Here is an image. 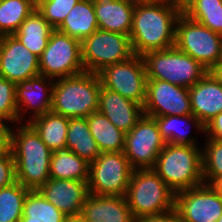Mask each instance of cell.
Segmentation results:
<instances>
[{
  "label": "cell",
  "mask_w": 222,
  "mask_h": 222,
  "mask_svg": "<svg viewBox=\"0 0 222 222\" xmlns=\"http://www.w3.org/2000/svg\"><path fill=\"white\" fill-rule=\"evenodd\" d=\"M16 182L15 162L12 152L0 154V188L7 187Z\"/></svg>",
  "instance_id": "d590c367"
},
{
  "label": "cell",
  "mask_w": 222,
  "mask_h": 222,
  "mask_svg": "<svg viewBox=\"0 0 222 222\" xmlns=\"http://www.w3.org/2000/svg\"><path fill=\"white\" fill-rule=\"evenodd\" d=\"M218 64H222V48H221V53H220V58H219V63Z\"/></svg>",
  "instance_id": "f6af8a7d"
},
{
  "label": "cell",
  "mask_w": 222,
  "mask_h": 222,
  "mask_svg": "<svg viewBox=\"0 0 222 222\" xmlns=\"http://www.w3.org/2000/svg\"><path fill=\"white\" fill-rule=\"evenodd\" d=\"M216 222H222V215L220 216V218Z\"/></svg>",
  "instance_id": "bcb514c9"
},
{
  "label": "cell",
  "mask_w": 222,
  "mask_h": 222,
  "mask_svg": "<svg viewBox=\"0 0 222 222\" xmlns=\"http://www.w3.org/2000/svg\"><path fill=\"white\" fill-rule=\"evenodd\" d=\"M66 147L84 159L92 163L100 155L101 151L94 140L86 118H69Z\"/></svg>",
  "instance_id": "484cf974"
},
{
  "label": "cell",
  "mask_w": 222,
  "mask_h": 222,
  "mask_svg": "<svg viewBox=\"0 0 222 222\" xmlns=\"http://www.w3.org/2000/svg\"><path fill=\"white\" fill-rule=\"evenodd\" d=\"M142 58L147 79L167 81L188 89L209 72L200 62L175 46L147 52Z\"/></svg>",
  "instance_id": "8992f818"
},
{
  "label": "cell",
  "mask_w": 222,
  "mask_h": 222,
  "mask_svg": "<svg viewBox=\"0 0 222 222\" xmlns=\"http://www.w3.org/2000/svg\"><path fill=\"white\" fill-rule=\"evenodd\" d=\"M54 28L35 9L14 34L32 53L40 57L44 52Z\"/></svg>",
  "instance_id": "cb8c5ba5"
},
{
  "label": "cell",
  "mask_w": 222,
  "mask_h": 222,
  "mask_svg": "<svg viewBox=\"0 0 222 222\" xmlns=\"http://www.w3.org/2000/svg\"><path fill=\"white\" fill-rule=\"evenodd\" d=\"M133 171L123 151L100 153L89 164V194L125 196Z\"/></svg>",
  "instance_id": "9c48e42d"
},
{
  "label": "cell",
  "mask_w": 222,
  "mask_h": 222,
  "mask_svg": "<svg viewBox=\"0 0 222 222\" xmlns=\"http://www.w3.org/2000/svg\"><path fill=\"white\" fill-rule=\"evenodd\" d=\"M137 1H152V2H168V3H174L175 0H137Z\"/></svg>",
  "instance_id": "ee69618b"
},
{
  "label": "cell",
  "mask_w": 222,
  "mask_h": 222,
  "mask_svg": "<svg viewBox=\"0 0 222 222\" xmlns=\"http://www.w3.org/2000/svg\"><path fill=\"white\" fill-rule=\"evenodd\" d=\"M85 222H135L125 196L89 194L80 214Z\"/></svg>",
  "instance_id": "ffe728a7"
},
{
  "label": "cell",
  "mask_w": 222,
  "mask_h": 222,
  "mask_svg": "<svg viewBox=\"0 0 222 222\" xmlns=\"http://www.w3.org/2000/svg\"><path fill=\"white\" fill-rule=\"evenodd\" d=\"M176 193L204 184L201 146L166 143L152 168Z\"/></svg>",
  "instance_id": "277c9868"
},
{
  "label": "cell",
  "mask_w": 222,
  "mask_h": 222,
  "mask_svg": "<svg viewBox=\"0 0 222 222\" xmlns=\"http://www.w3.org/2000/svg\"><path fill=\"white\" fill-rule=\"evenodd\" d=\"M29 123L52 152L66 147L69 118L51 111L33 118Z\"/></svg>",
  "instance_id": "83f0119b"
},
{
  "label": "cell",
  "mask_w": 222,
  "mask_h": 222,
  "mask_svg": "<svg viewBox=\"0 0 222 222\" xmlns=\"http://www.w3.org/2000/svg\"><path fill=\"white\" fill-rule=\"evenodd\" d=\"M50 178L88 181L89 163L68 147L58 148L51 154Z\"/></svg>",
  "instance_id": "d4e9b609"
},
{
  "label": "cell",
  "mask_w": 222,
  "mask_h": 222,
  "mask_svg": "<svg viewBox=\"0 0 222 222\" xmlns=\"http://www.w3.org/2000/svg\"><path fill=\"white\" fill-rule=\"evenodd\" d=\"M98 73L80 74L54 80L51 111L67 118H86L98 111Z\"/></svg>",
  "instance_id": "3957f363"
},
{
  "label": "cell",
  "mask_w": 222,
  "mask_h": 222,
  "mask_svg": "<svg viewBox=\"0 0 222 222\" xmlns=\"http://www.w3.org/2000/svg\"><path fill=\"white\" fill-rule=\"evenodd\" d=\"M14 125L15 123L13 121L0 118V154L11 151V140Z\"/></svg>",
  "instance_id": "8d00e7d4"
},
{
  "label": "cell",
  "mask_w": 222,
  "mask_h": 222,
  "mask_svg": "<svg viewBox=\"0 0 222 222\" xmlns=\"http://www.w3.org/2000/svg\"><path fill=\"white\" fill-rule=\"evenodd\" d=\"M35 9V0H1L0 36L14 35Z\"/></svg>",
  "instance_id": "f546056e"
},
{
  "label": "cell",
  "mask_w": 222,
  "mask_h": 222,
  "mask_svg": "<svg viewBox=\"0 0 222 222\" xmlns=\"http://www.w3.org/2000/svg\"><path fill=\"white\" fill-rule=\"evenodd\" d=\"M16 84L0 76V118L18 123Z\"/></svg>",
  "instance_id": "e575fe53"
},
{
  "label": "cell",
  "mask_w": 222,
  "mask_h": 222,
  "mask_svg": "<svg viewBox=\"0 0 222 222\" xmlns=\"http://www.w3.org/2000/svg\"><path fill=\"white\" fill-rule=\"evenodd\" d=\"M39 193L65 216L80 215L89 195L88 181L49 179Z\"/></svg>",
  "instance_id": "e0dca14e"
},
{
  "label": "cell",
  "mask_w": 222,
  "mask_h": 222,
  "mask_svg": "<svg viewBox=\"0 0 222 222\" xmlns=\"http://www.w3.org/2000/svg\"><path fill=\"white\" fill-rule=\"evenodd\" d=\"M79 1L41 0L36 4V9L54 29H57Z\"/></svg>",
  "instance_id": "836d02e7"
},
{
  "label": "cell",
  "mask_w": 222,
  "mask_h": 222,
  "mask_svg": "<svg viewBox=\"0 0 222 222\" xmlns=\"http://www.w3.org/2000/svg\"><path fill=\"white\" fill-rule=\"evenodd\" d=\"M125 197L135 220L175 208V192L152 168L134 169Z\"/></svg>",
  "instance_id": "5b68a950"
},
{
  "label": "cell",
  "mask_w": 222,
  "mask_h": 222,
  "mask_svg": "<svg viewBox=\"0 0 222 222\" xmlns=\"http://www.w3.org/2000/svg\"><path fill=\"white\" fill-rule=\"evenodd\" d=\"M133 55L130 37L123 33L97 29L81 41V59L87 72L98 73Z\"/></svg>",
  "instance_id": "ba28073f"
},
{
  "label": "cell",
  "mask_w": 222,
  "mask_h": 222,
  "mask_svg": "<svg viewBox=\"0 0 222 222\" xmlns=\"http://www.w3.org/2000/svg\"><path fill=\"white\" fill-rule=\"evenodd\" d=\"M29 191L18 181L0 188V222H20L24 200Z\"/></svg>",
  "instance_id": "4dcf8cb0"
},
{
  "label": "cell",
  "mask_w": 222,
  "mask_h": 222,
  "mask_svg": "<svg viewBox=\"0 0 222 222\" xmlns=\"http://www.w3.org/2000/svg\"><path fill=\"white\" fill-rule=\"evenodd\" d=\"M86 119L91 135L97 142L101 153L123 151L125 133L115 127L105 115L96 111Z\"/></svg>",
  "instance_id": "4316f807"
},
{
  "label": "cell",
  "mask_w": 222,
  "mask_h": 222,
  "mask_svg": "<svg viewBox=\"0 0 222 222\" xmlns=\"http://www.w3.org/2000/svg\"><path fill=\"white\" fill-rule=\"evenodd\" d=\"M208 186L212 188L222 199V176L214 178Z\"/></svg>",
  "instance_id": "ab89813d"
},
{
  "label": "cell",
  "mask_w": 222,
  "mask_h": 222,
  "mask_svg": "<svg viewBox=\"0 0 222 222\" xmlns=\"http://www.w3.org/2000/svg\"><path fill=\"white\" fill-rule=\"evenodd\" d=\"M192 115L205 126L222 112V83L209 71L189 88Z\"/></svg>",
  "instance_id": "d6986e66"
},
{
  "label": "cell",
  "mask_w": 222,
  "mask_h": 222,
  "mask_svg": "<svg viewBox=\"0 0 222 222\" xmlns=\"http://www.w3.org/2000/svg\"><path fill=\"white\" fill-rule=\"evenodd\" d=\"M98 111L124 133H128L144 115L143 106L100 86Z\"/></svg>",
  "instance_id": "ac0fdd59"
},
{
  "label": "cell",
  "mask_w": 222,
  "mask_h": 222,
  "mask_svg": "<svg viewBox=\"0 0 222 222\" xmlns=\"http://www.w3.org/2000/svg\"><path fill=\"white\" fill-rule=\"evenodd\" d=\"M175 209L181 222H216L222 215V199L207 184L175 193Z\"/></svg>",
  "instance_id": "5bb4252c"
},
{
  "label": "cell",
  "mask_w": 222,
  "mask_h": 222,
  "mask_svg": "<svg viewBox=\"0 0 222 222\" xmlns=\"http://www.w3.org/2000/svg\"><path fill=\"white\" fill-rule=\"evenodd\" d=\"M143 112L150 117L190 115L189 89L167 81L147 79Z\"/></svg>",
  "instance_id": "4fadbf2b"
},
{
  "label": "cell",
  "mask_w": 222,
  "mask_h": 222,
  "mask_svg": "<svg viewBox=\"0 0 222 222\" xmlns=\"http://www.w3.org/2000/svg\"><path fill=\"white\" fill-rule=\"evenodd\" d=\"M181 14L174 3L136 1L129 36L133 53L143 56L174 46L175 25Z\"/></svg>",
  "instance_id": "6da1fadb"
},
{
  "label": "cell",
  "mask_w": 222,
  "mask_h": 222,
  "mask_svg": "<svg viewBox=\"0 0 222 222\" xmlns=\"http://www.w3.org/2000/svg\"><path fill=\"white\" fill-rule=\"evenodd\" d=\"M40 75L39 57L15 35L0 36V76L18 84Z\"/></svg>",
  "instance_id": "9a60e30c"
},
{
  "label": "cell",
  "mask_w": 222,
  "mask_h": 222,
  "mask_svg": "<svg viewBox=\"0 0 222 222\" xmlns=\"http://www.w3.org/2000/svg\"><path fill=\"white\" fill-rule=\"evenodd\" d=\"M135 2L132 0H93L98 29L130 36Z\"/></svg>",
  "instance_id": "44dd1931"
},
{
  "label": "cell",
  "mask_w": 222,
  "mask_h": 222,
  "mask_svg": "<svg viewBox=\"0 0 222 222\" xmlns=\"http://www.w3.org/2000/svg\"><path fill=\"white\" fill-rule=\"evenodd\" d=\"M166 143L156 119L143 115L136 125L125 133L123 152L134 169L153 168Z\"/></svg>",
  "instance_id": "7c38bea8"
},
{
  "label": "cell",
  "mask_w": 222,
  "mask_h": 222,
  "mask_svg": "<svg viewBox=\"0 0 222 222\" xmlns=\"http://www.w3.org/2000/svg\"><path fill=\"white\" fill-rule=\"evenodd\" d=\"M197 0H175L174 4L178 7L181 13H184Z\"/></svg>",
  "instance_id": "60d3db41"
},
{
  "label": "cell",
  "mask_w": 222,
  "mask_h": 222,
  "mask_svg": "<svg viewBox=\"0 0 222 222\" xmlns=\"http://www.w3.org/2000/svg\"><path fill=\"white\" fill-rule=\"evenodd\" d=\"M210 72L222 83V64H217Z\"/></svg>",
  "instance_id": "b9f144b4"
},
{
  "label": "cell",
  "mask_w": 222,
  "mask_h": 222,
  "mask_svg": "<svg viewBox=\"0 0 222 222\" xmlns=\"http://www.w3.org/2000/svg\"><path fill=\"white\" fill-rule=\"evenodd\" d=\"M66 222H85V220L81 215H74L67 217Z\"/></svg>",
  "instance_id": "7bdbcfd3"
},
{
  "label": "cell",
  "mask_w": 222,
  "mask_h": 222,
  "mask_svg": "<svg viewBox=\"0 0 222 222\" xmlns=\"http://www.w3.org/2000/svg\"><path fill=\"white\" fill-rule=\"evenodd\" d=\"M53 85L54 79L44 75H37L16 84L18 123L30 122L37 116L51 112Z\"/></svg>",
  "instance_id": "2e32d148"
},
{
  "label": "cell",
  "mask_w": 222,
  "mask_h": 222,
  "mask_svg": "<svg viewBox=\"0 0 222 222\" xmlns=\"http://www.w3.org/2000/svg\"><path fill=\"white\" fill-rule=\"evenodd\" d=\"M40 75L55 79L85 71L81 59V41L54 29L39 57Z\"/></svg>",
  "instance_id": "30bf717a"
},
{
  "label": "cell",
  "mask_w": 222,
  "mask_h": 222,
  "mask_svg": "<svg viewBox=\"0 0 222 222\" xmlns=\"http://www.w3.org/2000/svg\"><path fill=\"white\" fill-rule=\"evenodd\" d=\"M204 130V137L222 140V112L208 122Z\"/></svg>",
  "instance_id": "74e56055"
},
{
  "label": "cell",
  "mask_w": 222,
  "mask_h": 222,
  "mask_svg": "<svg viewBox=\"0 0 222 222\" xmlns=\"http://www.w3.org/2000/svg\"><path fill=\"white\" fill-rule=\"evenodd\" d=\"M183 14L222 36V0H197Z\"/></svg>",
  "instance_id": "1f68e13d"
},
{
  "label": "cell",
  "mask_w": 222,
  "mask_h": 222,
  "mask_svg": "<svg viewBox=\"0 0 222 222\" xmlns=\"http://www.w3.org/2000/svg\"><path fill=\"white\" fill-rule=\"evenodd\" d=\"M202 167L204 184H209L217 176H222V140L203 137Z\"/></svg>",
  "instance_id": "d6a6232c"
},
{
  "label": "cell",
  "mask_w": 222,
  "mask_h": 222,
  "mask_svg": "<svg viewBox=\"0 0 222 222\" xmlns=\"http://www.w3.org/2000/svg\"><path fill=\"white\" fill-rule=\"evenodd\" d=\"M98 29L93 0H80L57 28L58 31L80 41Z\"/></svg>",
  "instance_id": "603a6c76"
},
{
  "label": "cell",
  "mask_w": 222,
  "mask_h": 222,
  "mask_svg": "<svg viewBox=\"0 0 222 222\" xmlns=\"http://www.w3.org/2000/svg\"><path fill=\"white\" fill-rule=\"evenodd\" d=\"M174 46L211 71L219 63L222 36L182 13L175 25Z\"/></svg>",
  "instance_id": "52a82bcc"
},
{
  "label": "cell",
  "mask_w": 222,
  "mask_h": 222,
  "mask_svg": "<svg viewBox=\"0 0 222 222\" xmlns=\"http://www.w3.org/2000/svg\"><path fill=\"white\" fill-rule=\"evenodd\" d=\"M98 76L102 87L144 106L147 75L142 56L134 54L125 61L106 66Z\"/></svg>",
  "instance_id": "8fae6325"
},
{
  "label": "cell",
  "mask_w": 222,
  "mask_h": 222,
  "mask_svg": "<svg viewBox=\"0 0 222 222\" xmlns=\"http://www.w3.org/2000/svg\"><path fill=\"white\" fill-rule=\"evenodd\" d=\"M153 118L156 119L160 134L167 143L201 146L197 137L199 133L204 136L205 126L192 114L185 116L169 115ZM190 126L195 129L194 131L196 133L198 132V135L196 133H191Z\"/></svg>",
  "instance_id": "7402d4cb"
},
{
  "label": "cell",
  "mask_w": 222,
  "mask_h": 222,
  "mask_svg": "<svg viewBox=\"0 0 222 222\" xmlns=\"http://www.w3.org/2000/svg\"><path fill=\"white\" fill-rule=\"evenodd\" d=\"M65 216L47 201L38 190H30L25 197L20 222H66Z\"/></svg>",
  "instance_id": "f1b7e54d"
},
{
  "label": "cell",
  "mask_w": 222,
  "mask_h": 222,
  "mask_svg": "<svg viewBox=\"0 0 222 222\" xmlns=\"http://www.w3.org/2000/svg\"><path fill=\"white\" fill-rule=\"evenodd\" d=\"M135 222H181L180 216L176 209L154 216H147L137 219Z\"/></svg>",
  "instance_id": "f35d334b"
},
{
  "label": "cell",
  "mask_w": 222,
  "mask_h": 222,
  "mask_svg": "<svg viewBox=\"0 0 222 222\" xmlns=\"http://www.w3.org/2000/svg\"><path fill=\"white\" fill-rule=\"evenodd\" d=\"M11 152L16 181L29 190H39L50 179L52 151L29 122L15 123Z\"/></svg>",
  "instance_id": "7a4b0ae2"
}]
</instances>
